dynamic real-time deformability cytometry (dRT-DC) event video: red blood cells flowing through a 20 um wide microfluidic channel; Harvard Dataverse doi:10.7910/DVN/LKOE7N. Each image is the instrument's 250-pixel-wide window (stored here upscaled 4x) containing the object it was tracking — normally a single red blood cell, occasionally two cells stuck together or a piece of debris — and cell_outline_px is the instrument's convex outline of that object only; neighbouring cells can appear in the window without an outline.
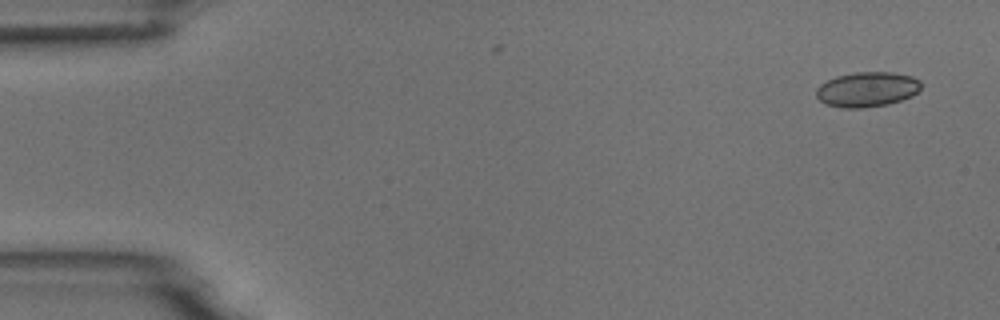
{"species": "common noctule bat (a hibernating species)", "species_latin": "Nyctalus noctula", "temperature_condition": "room temperature", "stored_images_in_passage": 9, "camera_frame_rate_fps": 3000, "um_per_image_px": 0.085, "animal": {"sex": "male", "body_mass_g": 18.8}, "frame": {"image": 1, "passage_image": 1, "time_ms": 0.0, "image_size_px": [1000, 320], "cell_outline_px": [[920, 88], [912, 96], [888, 104], [860, 108], [840, 108], [828, 104], [820, 100], [816, 96], [816, 88], [820, 84], [836, 76], [856, 72], [892, 72], [912, 76], [920, 80]], "centroid_in_image_um": [73.69, 7.59], "position_along_channel_um": 11.3, "area_um2": 21.27}}
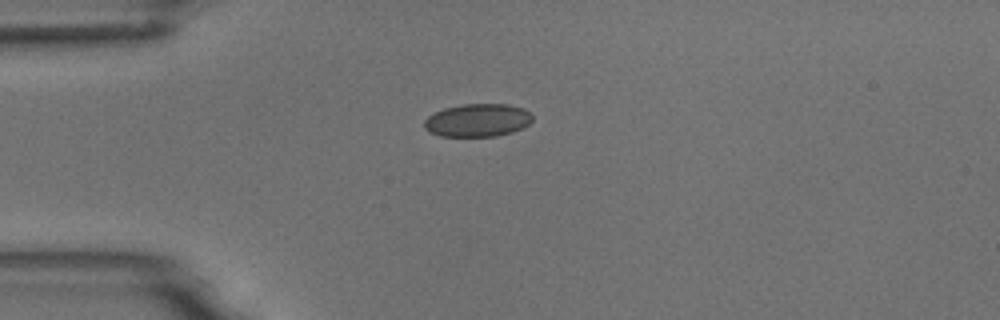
{"frame": {"image": 2, "passage_image": 4, "time_ms": 3.667, "image_size_px": [1000, 320], "cell_outline_px": [[532, 120], [524, 128], [512, 132], [496, 136], [440, 136], [428, 132], [424, 128], [424, 120], [428, 116], [444, 108], [464, 104], [508, 104], [524, 108], [532, 116]], "centroid_in_image_um": [40.59, 10.22], "position_along_channel_um": 44.4, "area_um2": 20.87}}
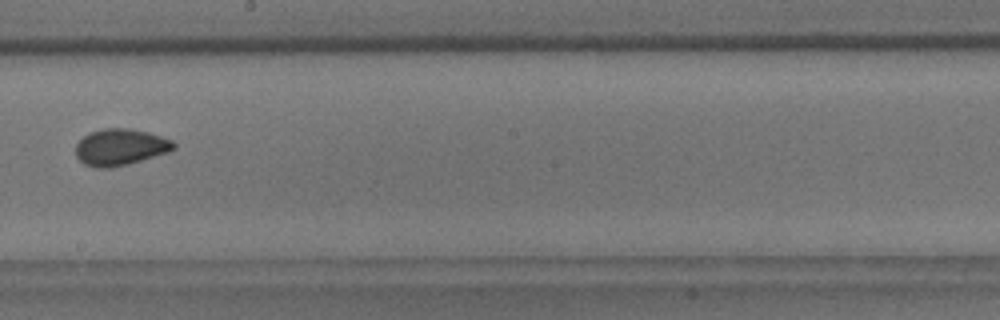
{"frame": {"image": 3, "passage_image": 9, "time_ms": 9.333, "image_size_px": [1000, 320], "cell_outline_px": [[176, 148], [168, 152], [128, 164], [112, 168], [96, 168], [84, 164], [76, 156], [76, 144], [88, 132], [104, 128], [128, 128], [148, 132], [172, 140], [176, 144]], "centroid_in_image_um": [10.22, 12.5], "position_along_channel_um": 238.0, "area_um2": 20.92}}